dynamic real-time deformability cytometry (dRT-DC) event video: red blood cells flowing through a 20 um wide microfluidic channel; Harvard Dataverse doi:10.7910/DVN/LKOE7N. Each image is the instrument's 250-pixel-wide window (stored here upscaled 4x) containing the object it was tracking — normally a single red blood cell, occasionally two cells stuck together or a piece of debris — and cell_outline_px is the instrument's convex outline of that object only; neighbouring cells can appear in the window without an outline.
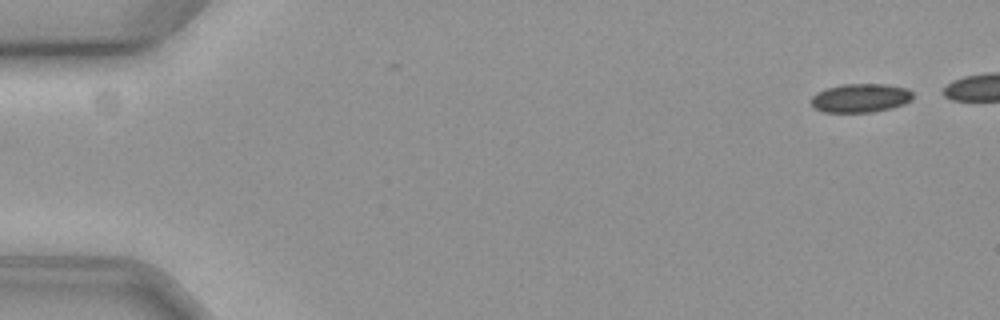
{"species": "common noctule bat (a hibernating species)", "species_latin": "Nyctalus noctula", "temperature_condition": "cold", "stored_images_in_passage": 5, "camera_frame_rate_fps": 3000, "um_per_image_px": 0.085, "animal": {"sex": "female", "body_mass_g": 19.3, "forearm_length_mm": 54.1}, "frame": {"image": 1, "passage_image": 3, "time_ms": 0.667, "image_size_px": [1000, 320], "cell_outline_px": [[912, 100], [904, 104], [872, 112], [824, 112], [816, 108], [812, 104], [812, 96], [816, 92], [824, 88], [840, 84], [888, 84], [908, 88], [912, 92]], "centroid_in_image_um": [73.14, 8.31], "position_along_channel_um": 11.9, "area_um2": 17.11}}